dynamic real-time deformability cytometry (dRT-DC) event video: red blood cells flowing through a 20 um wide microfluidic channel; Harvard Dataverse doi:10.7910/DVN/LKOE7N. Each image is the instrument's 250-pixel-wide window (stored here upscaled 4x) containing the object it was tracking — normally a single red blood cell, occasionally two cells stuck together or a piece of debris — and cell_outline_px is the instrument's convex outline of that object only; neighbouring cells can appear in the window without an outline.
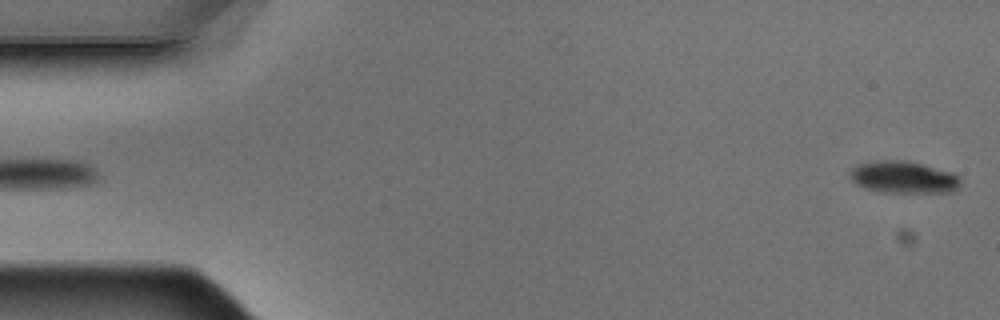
{"species": "Egyptian fruit bat (a non-hibernating species)", "species_latin": "Rousettus aegyptiacus", "temperature_condition": "warm", "stored_images_in_passage": 2, "segment_of_instrument_passage": [2, 2], "camera_frame_rate_fps": 3000, "um_per_image_px": 0.085, "animal": {"sex": "male"}, "frame": {"image": 1, "passage_image": 2, "time_ms": 0.333, "image_size_px": [1000, 320], "cell_outline_px": [[960, 184], [952, 192], [884, 192], [864, 188], [856, 184], [852, 180], [852, 168], [860, 164], [876, 160], [908, 160], [952, 172], [960, 176]], "centroid_in_image_um": [76.83, 15.06], "position_along_channel_um": 8.2, "area_um2": 20.52}}